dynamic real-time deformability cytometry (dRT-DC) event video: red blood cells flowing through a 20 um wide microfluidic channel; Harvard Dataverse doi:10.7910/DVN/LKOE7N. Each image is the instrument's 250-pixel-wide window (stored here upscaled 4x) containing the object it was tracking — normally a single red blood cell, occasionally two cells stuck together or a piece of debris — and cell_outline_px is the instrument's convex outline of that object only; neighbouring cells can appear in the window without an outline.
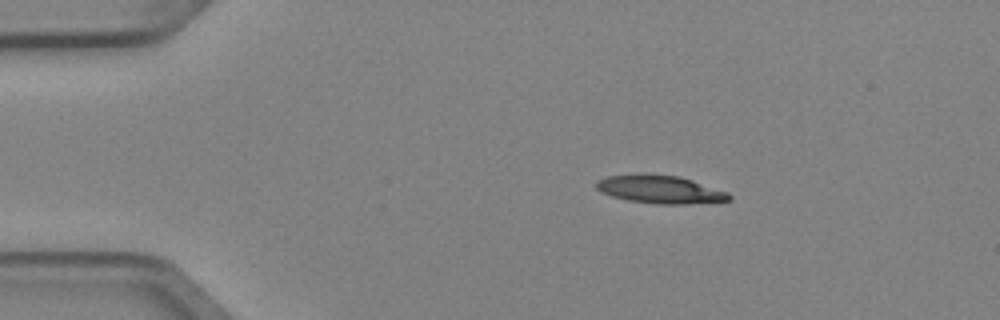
{"species": "Egyptian fruit bat (a non-hibernating species)", "species_latin": "Rousettus aegyptiacus", "temperature_condition": "cold", "stored_images_in_passage": 5, "camera_frame_rate_fps": 3000, "um_per_image_px": 0.085, "animal": {"sex": "female"}, "frame": {"image": 1, "passage_image": 1, "time_ms": 0.0, "image_size_px": [1000, 320], "cell_outline_px": [[732, 200], [684, 204], [660, 204], [628, 200], [612, 196], [600, 192], [596, 188], [596, 180], [608, 176], [640, 172], [644, 172], [680, 176], [728, 192], [732, 196]], "centroid_in_image_um": [56.07, 16.07], "position_along_channel_um": 28.9, "area_um2": 22.02}}
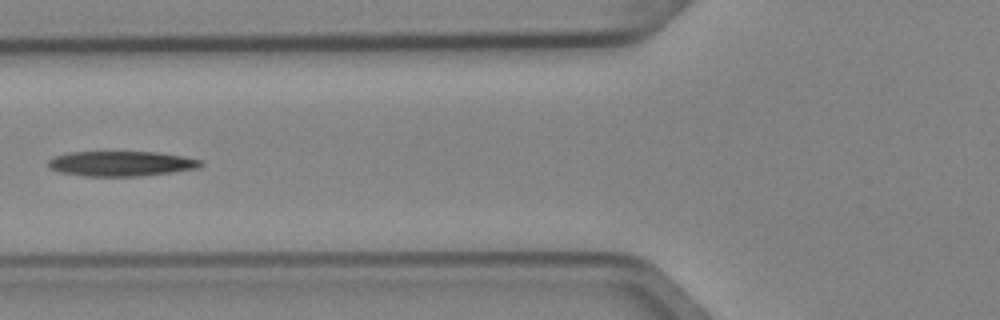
{"frame": {"image": 2, "passage_image": 4, "time_ms": 1.0, "image_size_px": [1000, 320], "cell_outline_px": [[204, 164], [200, 168], [172, 172], [140, 176], [84, 176], [60, 172], [52, 168], [48, 164], [48, 160], [56, 156], [68, 152], [156, 152], [184, 156], [204, 160]], "centroid_in_image_um": [10.37, 13.9], "position_along_channel_um": 115.4, "area_um2": 22.31}}
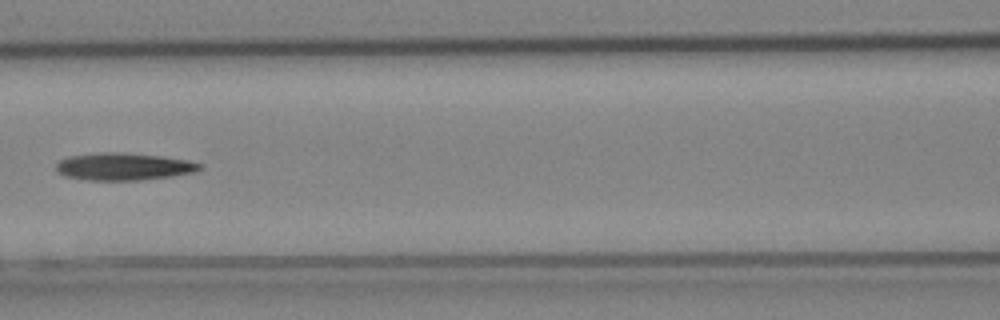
{"frame": {"image": 3, "passage_image": 5, "time_ms": 1.333, "image_size_px": [1000, 320], "cell_outline_px": [[204, 168], [196, 172], [172, 176], [140, 180], [88, 180], [64, 176], [56, 168], [56, 164], [60, 160], [68, 156], [100, 152], [120, 152], [160, 156], [188, 160], [204, 164]], "centroid_in_image_um": [10.55, 14.15], "position_along_channel_um": 156.0, "area_um2": 23.0}}